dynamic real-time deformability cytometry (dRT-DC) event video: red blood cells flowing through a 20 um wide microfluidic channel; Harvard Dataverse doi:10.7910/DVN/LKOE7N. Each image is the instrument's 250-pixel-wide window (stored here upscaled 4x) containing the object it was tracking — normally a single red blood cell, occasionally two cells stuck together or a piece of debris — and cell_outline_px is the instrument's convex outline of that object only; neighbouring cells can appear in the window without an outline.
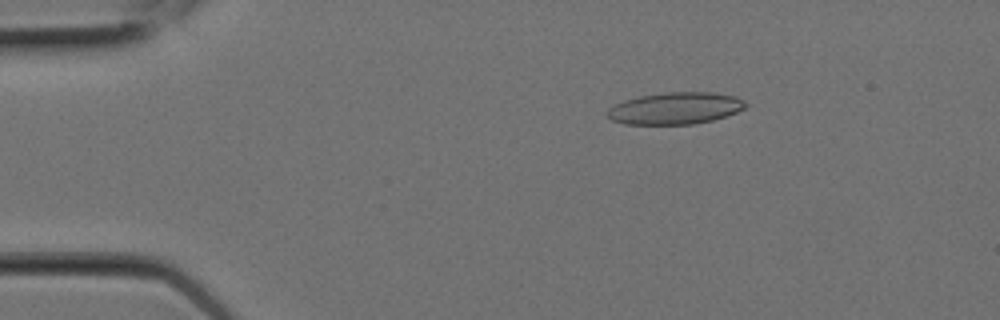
{"species": "Egyptian fruit bat (a non-hibernating species)", "species_latin": "Rousettus aegyptiacus", "temperature_condition": "room temperature", "stored_images_in_passage": 8, "camera_frame_rate_fps": 3000, "um_per_image_px": 0.085, "animal": {"sex": "female"}, "frame": {"image": 1, "passage_image": 1, "time_ms": 0.0, "image_size_px": [1000, 320], "cell_outline_px": [[748, 104], [744, 108], [736, 112], [712, 120], [696, 124], [624, 124], [612, 120], [604, 112], [608, 108], [624, 100], [640, 96], [664, 92], [716, 92], [736, 96], [744, 100]], "centroid_in_image_um": [57.4, 9.2], "position_along_channel_um": 27.6, "area_um2": 25.84}}
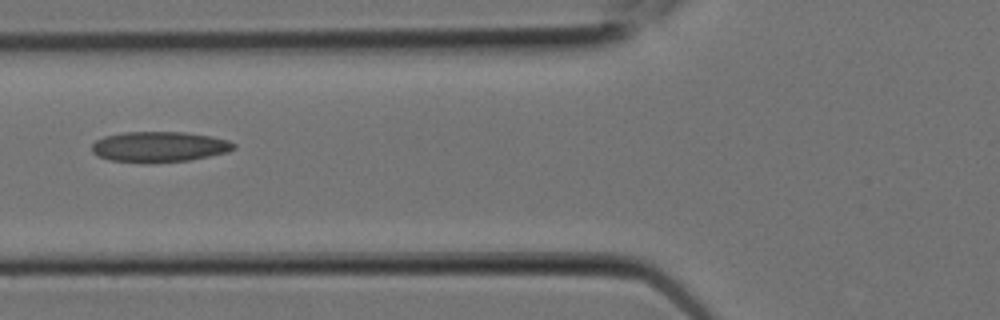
{"frame": {"image": 2, "passage_image": 5, "time_ms": 1.333, "image_size_px": [1000, 320], "cell_outline_px": [[236, 148], [224, 152], [208, 156], [188, 160], [148, 164], [144, 164], [108, 160], [96, 156], [92, 152], [92, 144], [96, 140], [104, 136], [124, 132], [184, 132], [212, 136], [228, 140], [236, 144]], "centroid_in_image_um": [13.48, 12.49], "position_along_channel_um": 112.3, "area_um2": 25.55}}
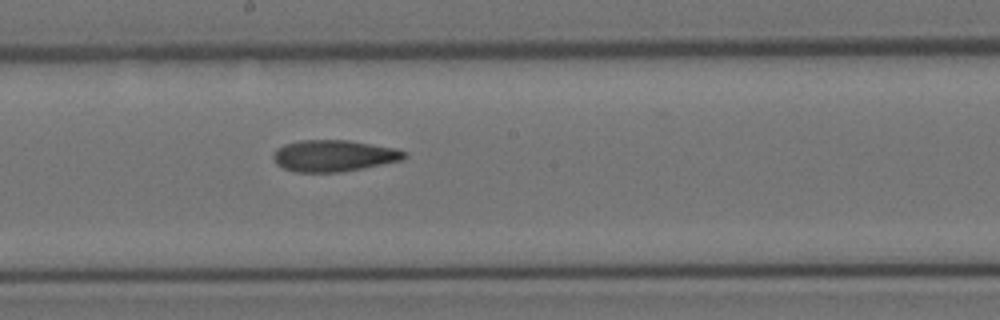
{"frame": {"image": 3, "passage_image": 8, "time_ms": 2.333, "image_size_px": [1000, 320], "cell_outline_px": [[408, 156], [404, 160], [340, 172], [296, 172], [284, 168], [276, 164], [272, 156], [276, 148], [284, 144], [300, 140], [348, 140], [396, 148], [408, 152]], "centroid_in_image_um": [28.39, 13.23], "position_along_channel_um": 219.8, "area_um2": 24.22}}